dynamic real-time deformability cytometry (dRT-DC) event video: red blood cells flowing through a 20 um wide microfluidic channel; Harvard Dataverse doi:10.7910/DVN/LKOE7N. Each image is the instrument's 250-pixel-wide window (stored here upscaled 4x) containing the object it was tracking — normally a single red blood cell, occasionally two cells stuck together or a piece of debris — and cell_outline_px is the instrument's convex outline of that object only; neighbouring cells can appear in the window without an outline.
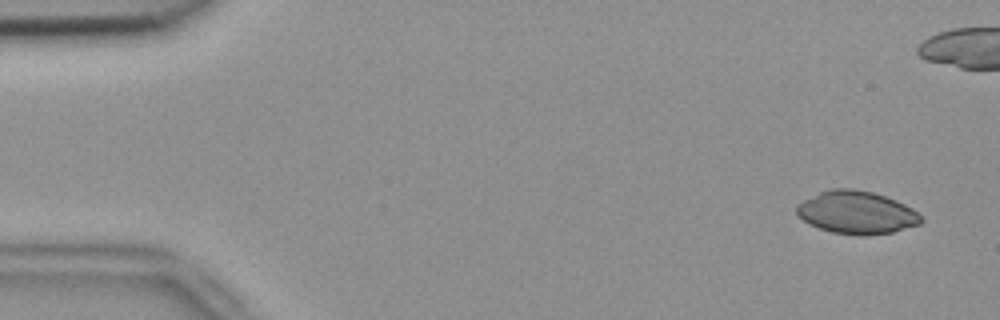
{"species": "common noctule bat (a hibernating species)", "species_latin": "Nyctalus noctula", "temperature_condition": "room temperature", "stored_images_in_passage": 45, "camera_frame_rate_fps": 3000, "um_per_image_px": 0.085, "animal": {"sex": "female", "body_mass_g": 18.4}, "frame": {"image": 1, "passage_image": 3, "time_ms": 0.667, "image_size_px": [1000, 320], "cell_outline_px": [[924, 220], [920, 224], [892, 232], [864, 236], [832, 232], [808, 224], [796, 212], [796, 204], [820, 192], [832, 188], [852, 188], [872, 192], [896, 200], [912, 208]], "centroid_in_image_um": [72.81, 18.06], "position_along_channel_um": 12.2, "area_um2": 30.87}}